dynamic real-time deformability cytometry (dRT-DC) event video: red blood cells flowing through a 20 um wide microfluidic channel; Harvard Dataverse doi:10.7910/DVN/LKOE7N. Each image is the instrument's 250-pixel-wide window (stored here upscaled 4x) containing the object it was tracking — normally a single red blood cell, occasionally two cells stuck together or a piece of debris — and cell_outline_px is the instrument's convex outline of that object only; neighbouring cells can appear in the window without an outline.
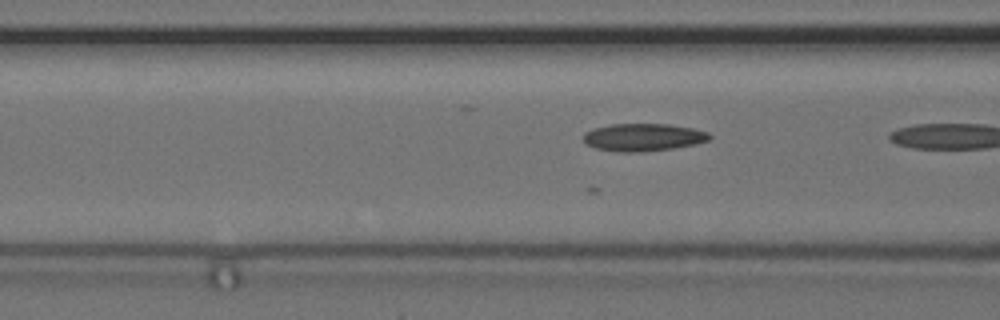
{"species": "common noctule bat (a hibernating species)", "species_latin": "Nyctalus noctula", "temperature_condition": "cold", "stored_images_in_passage": 13, "camera_frame_rate_fps": 3000, "um_per_image_px": 0.085, "animal": {"sex": "female", "body_mass_g": 24.6, "forearm_length_mm": 56.2}, "frame": {"image": 1, "passage_image": 12, "time_ms": 3.667, "image_size_px": [1000, 320], "cell_outline_px": [[712, 136], [708, 140], [696, 144], [672, 148], [644, 152], [620, 152], [596, 148], [588, 144], [584, 140], [584, 132], [592, 128], [608, 124], [668, 124], [692, 128], [708, 132]], "centroid_in_image_um": [54.67, 11.66], "position_along_channel_um": 111.9, "area_um2": 20.29}}